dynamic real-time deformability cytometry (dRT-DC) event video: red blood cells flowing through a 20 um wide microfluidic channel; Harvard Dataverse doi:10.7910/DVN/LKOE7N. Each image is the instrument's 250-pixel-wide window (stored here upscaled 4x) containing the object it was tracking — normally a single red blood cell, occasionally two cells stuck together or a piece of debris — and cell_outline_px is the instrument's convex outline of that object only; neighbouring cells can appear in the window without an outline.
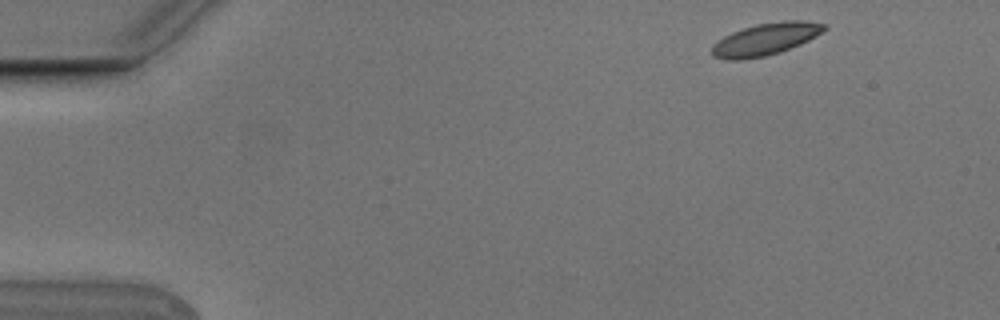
{"species": "Egyptian fruit bat (a non-hibernating species)", "species_latin": "Rousettus aegyptiacus", "temperature_condition": "cold", "stored_images_in_passage": 4, "camera_frame_rate_fps": 3000, "um_per_image_px": 0.085, "animal": {"sex": "male"}, "frame": {"image": 1, "passage_image": 1, "time_ms": 0.0, "image_size_px": [1000, 320], "cell_outline_px": [[828, 28], [816, 36], [800, 44], [780, 52], [764, 56], [740, 60], [728, 60], [712, 56], [712, 44], [724, 36], [732, 32], [756, 24], [784, 20], [804, 20], [828, 24]], "centroid_in_image_um": [65.09, 3.32], "position_along_channel_um": 19.9, "area_um2": 21.1}}
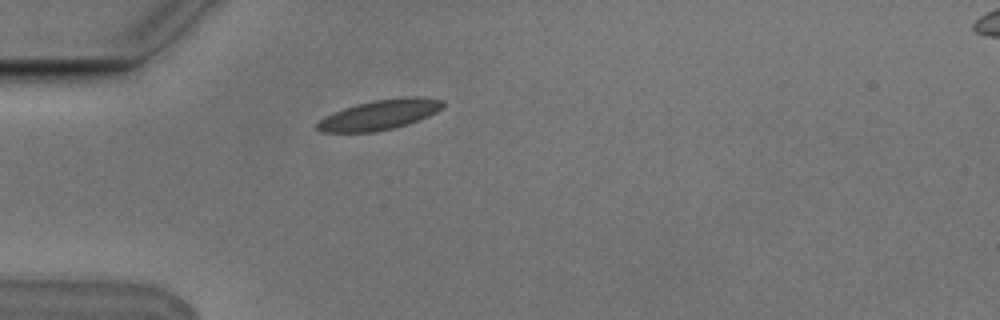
{"frame": {"image": 2, "passage_image": 4, "time_ms": 1.0, "image_size_px": [1000, 320], "cell_outline_px": [[444, 104], [436, 112], [428, 116], [408, 124], [376, 132], [320, 132], [316, 128], [316, 124], [324, 116], [332, 112], [356, 104], [372, 100], [404, 96], [416, 96], [444, 100]], "centroid_in_image_um": [32.25, 9.74], "position_along_channel_um": 52.8, "area_um2": 22.08}}